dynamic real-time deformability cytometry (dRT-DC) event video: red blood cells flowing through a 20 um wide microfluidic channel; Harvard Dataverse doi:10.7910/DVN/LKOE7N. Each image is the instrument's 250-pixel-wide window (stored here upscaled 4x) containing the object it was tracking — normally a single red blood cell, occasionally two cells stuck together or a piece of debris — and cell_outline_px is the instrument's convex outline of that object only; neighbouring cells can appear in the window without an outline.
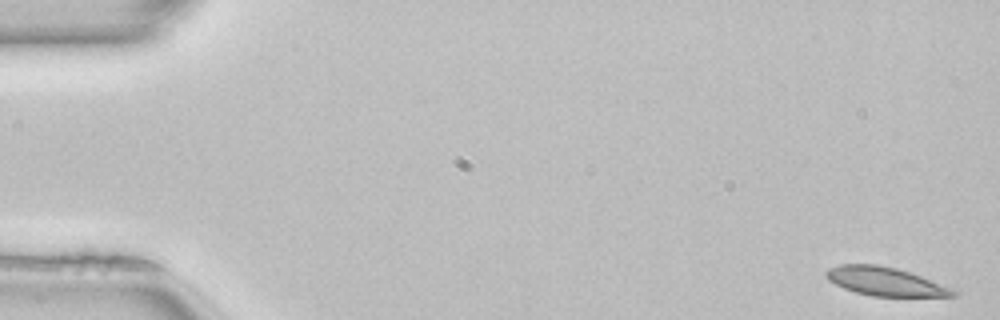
{"species": "common noctule bat (a hibernating species)", "species_latin": "Nyctalus noctula", "temperature_condition": "room temperature", "stored_images_in_passage": 50, "camera_frame_rate_fps": 3000, "um_per_image_px": 0.085, "animal": {"sex": "female", "body_mass_g": 22.7, "forearm_length_mm": 54.2}, "frame": {"image": 1, "passage_image": 1, "time_ms": 0.0, "image_size_px": [1000, 320], "cell_outline_px": [[956, 296], [872, 296], [856, 292], [844, 288], [828, 280], [824, 276], [824, 272], [828, 268], [840, 264], [876, 264], [896, 268], [920, 276], [948, 288], [956, 292]], "centroid_in_image_um": [75.12, 23.91], "position_along_channel_um": 9.9, "area_um2": 20.69}}
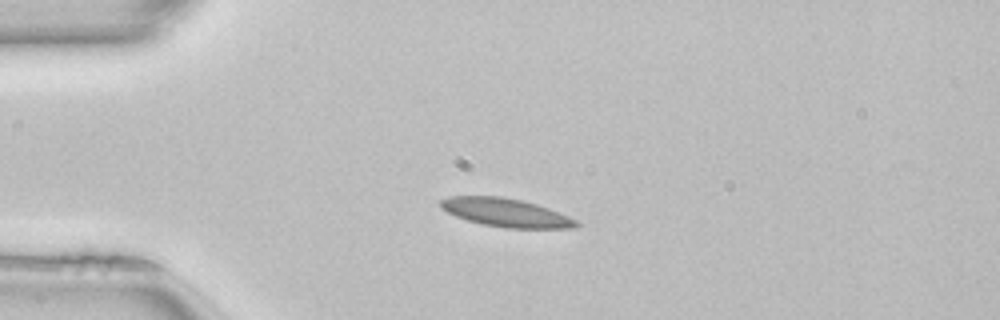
{"frame": {"image": 2, "passage_image": 12, "time_ms": 3.667, "image_size_px": [1000, 320], "cell_outline_px": [[580, 224], [576, 228], [504, 228], [484, 224], [468, 220], [456, 216], [440, 208], [440, 200], [448, 196], [500, 196], [520, 200], [536, 204], [548, 208], [568, 216], [576, 220]], "centroid_in_image_um": [42.99, 18.07], "position_along_channel_um": 42.0, "area_um2": 22.31}}
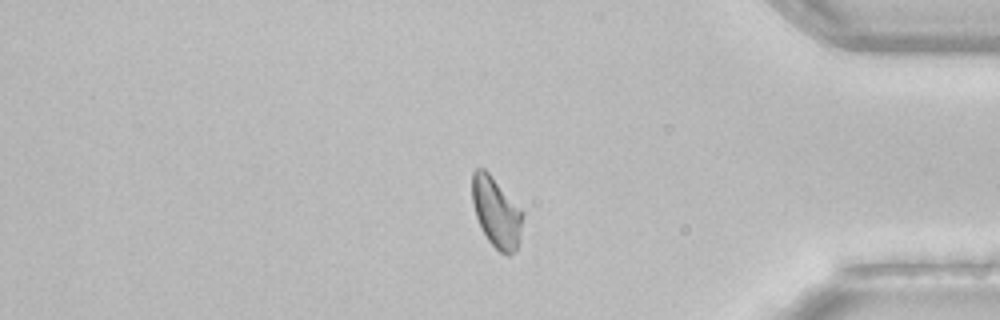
{"frame": {"image": 3, "passage_image": 42, "time_ms": 13.667, "image_size_px": [1000, 320], "cell_outline_px": [[524, 216], [520, 240], [516, 248], [508, 256], [500, 252], [488, 240], [476, 216], [472, 204], [472, 172], [476, 168], [484, 168], [492, 176], [524, 212]], "centroid_in_image_um": [42.2, 18.03], "position_along_channel_um": 393.0, "area_um2": 20.63}, "authors_computed_cell_mechanics": {"area_um2": 21.386, "velocity_mm_per_s": 4.044, "shape_relaxation_time_tau1_ms": null, "shape_relaxation_time_tau2_ms": 3.9995, "deformation_change_tau1": null, "deformation_change_tau2": 0.0812}}